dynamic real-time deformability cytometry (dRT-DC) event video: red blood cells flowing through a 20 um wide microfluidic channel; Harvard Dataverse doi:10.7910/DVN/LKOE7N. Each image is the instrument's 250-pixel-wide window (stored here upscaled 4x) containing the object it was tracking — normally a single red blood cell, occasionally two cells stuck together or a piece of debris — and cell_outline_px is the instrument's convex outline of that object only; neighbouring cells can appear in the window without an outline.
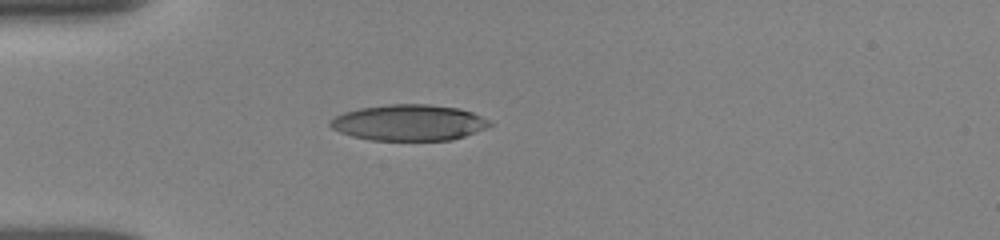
{"species": "human", "species_latin": "Homo sapiens", "temperature_condition": "room temperature", "stored_images_in_passage": 12, "camera_frame_rate_fps": 3000, "um_per_image_px": 0.085, "donor": {"sex": "female"}, "frame": {"image": 1, "passage_image": 9, "time_ms": 4.0, "image_size_px": [1000, 240], "cell_outline_px": [[492, 124], [484, 128], [464, 136], [452, 140], [372, 140], [352, 136], [340, 132], [332, 128], [328, 124], [328, 120], [344, 112], [360, 108], [388, 104], [428, 104], [460, 108], [472, 112], [492, 120]], "centroid_in_image_um": [34.76, 10.41], "position_along_channel_um": 50.2, "area_um2": 33.52}}
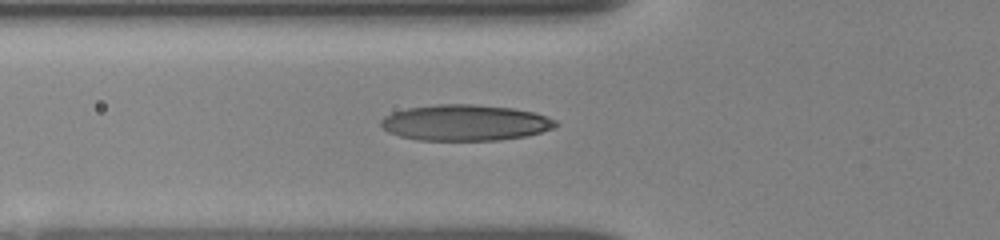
{"frame": {"image": 2, "passage_image": 12, "time_ms": 5.333, "image_size_px": [1000, 240], "cell_outline_px": [[560, 124], [556, 128], [528, 136], [500, 140], [416, 140], [400, 136], [388, 132], [380, 124], [380, 120], [384, 116], [392, 112], [408, 108], [436, 104], [476, 104], [512, 108], [536, 112], [556, 120]], "centroid_in_image_um": [39.58, 10.43], "position_along_channel_um": 86.2, "area_um2": 37.05}}